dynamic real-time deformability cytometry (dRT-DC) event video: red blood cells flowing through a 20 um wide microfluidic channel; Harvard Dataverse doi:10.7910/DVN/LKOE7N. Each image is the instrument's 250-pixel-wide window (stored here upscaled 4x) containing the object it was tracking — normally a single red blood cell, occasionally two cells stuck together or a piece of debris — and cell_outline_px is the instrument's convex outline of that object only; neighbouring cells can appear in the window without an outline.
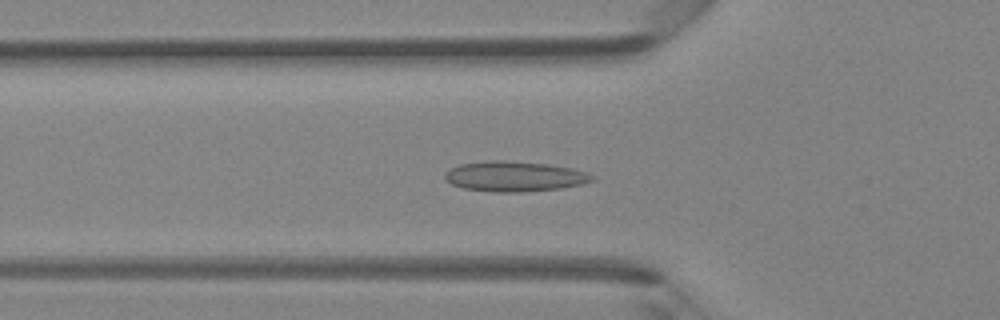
{"species": "Egyptian fruit bat (a non-hibernating species)", "species_latin": "Rousettus aegyptiacus", "temperature_condition": "room temperature", "stored_images_in_passage": 34, "camera_frame_rate_fps": 3000, "um_per_image_px": 0.085, "animal": {"sex": "female"}, "frame": {"image": 1, "passage_image": 3, "time_ms": 0.667, "image_size_px": [1000, 320], "cell_outline_px": [[596, 180], [580, 184], [560, 188], [520, 192], [496, 192], [464, 188], [452, 184], [444, 180], [444, 172], [460, 164], [492, 160], [504, 160], [548, 164], [572, 168], [588, 172], [596, 176]], "centroid_in_image_um": [43.75, 14.99], "position_along_channel_um": 82.0, "area_um2": 25.95}}
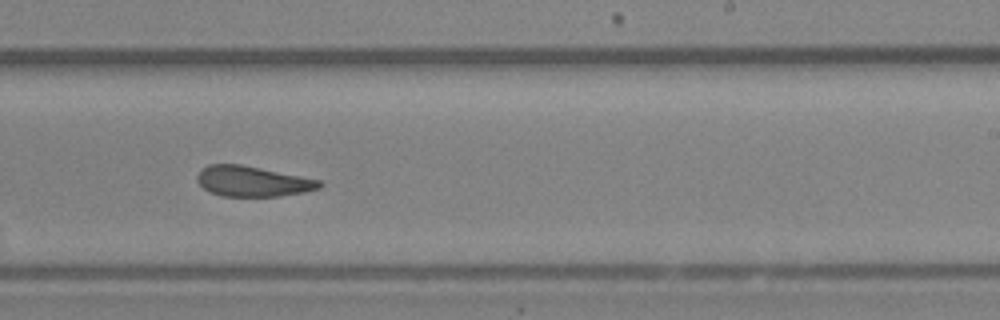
{"frame": {"image": 2, "passage_image": 16, "time_ms": 5.0, "image_size_px": [1000, 320], "cell_outline_px": [[324, 184], [320, 188], [304, 192], [280, 196], [220, 196], [208, 192], [196, 180], [196, 176], [208, 164], [240, 164], [320, 180]], "centroid_in_image_um": [21.46, 15.42], "position_along_channel_um": 267.5, "area_um2": 21.56}}
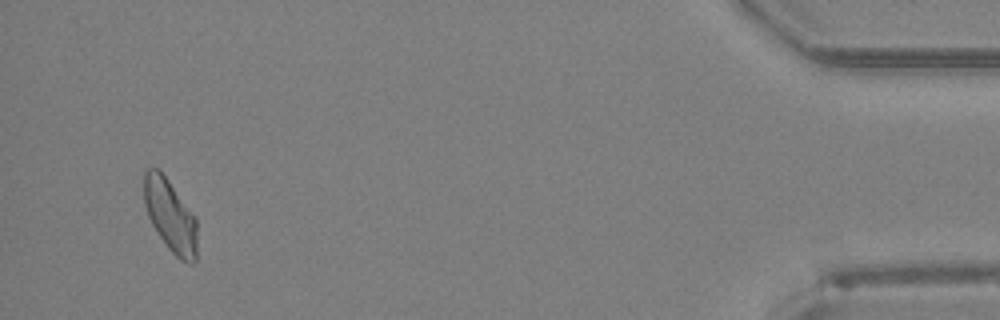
{"frame": {"image": 3, "passage_image": 32, "time_ms": 10.333, "image_size_px": [1000, 320], "cell_outline_px": [[196, 260], [192, 264], [188, 264], [176, 256], [168, 248], [152, 224], [148, 216], [144, 204], [144, 172], [148, 168], [156, 168], [168, 180], [196, 216]], "centroid_in_image_um": [14.48, 18.34], "position_along_channel_um": 420.7, "area_um2": 22.25}, "authors_computed_cell_mechanics": {"area_um2": 22.3108, "velocity_mm_per_s": 4.2927, "shape_relaxation_time_tau1_ms": null, "shape_relaxation_time_tau2_ms": 1.9169, "deformation_change_tau1": null, "deformation_change_tau2": 0.0887}}